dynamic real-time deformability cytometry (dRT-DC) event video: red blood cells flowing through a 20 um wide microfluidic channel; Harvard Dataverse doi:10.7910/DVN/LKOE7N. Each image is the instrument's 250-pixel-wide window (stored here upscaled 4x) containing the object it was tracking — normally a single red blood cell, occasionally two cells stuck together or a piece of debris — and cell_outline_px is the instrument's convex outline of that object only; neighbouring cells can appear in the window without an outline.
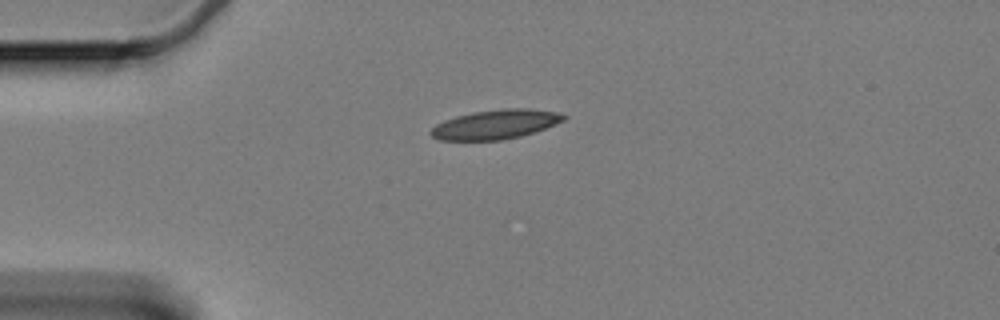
{"species": "Egyptian fruit bat (a non-hibernating species)", "species_latin": "Rousettus aegyptiacus", "temperature_condition": "cold", "stored_images_in_passage": 29, "camera_frame_rate_fps": 3000, "um_per_image_px": 0.085, "animal": {"sex": "female"}, "frame": {"image": 1, "passage_image": 1, "time_ms": 0.0, "image_size_px": [1000, 320], "cell_outline_px": [[568, 116], [564, 120], [556, 124], [536, 132], [520, 136], [500, 140], [440, 140], [432, 136], [428, 132], [436, 124], [444, 120], [456, 116], [472, 112], [504, 108], [528, 108], [556, 112]], "centroid_in_image_um": [42.12, 10.57], "position_along_channel_um": 42.9, "area_um2": 22.77}}
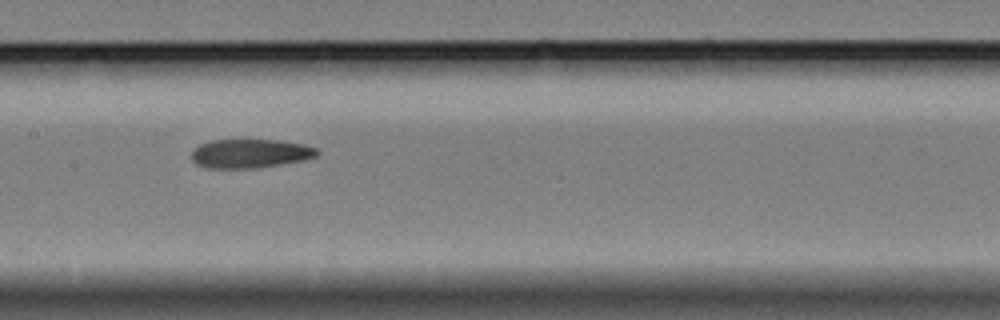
{"frame": {"image": 2, "passage_image": 16, "time_ms": 5.0, "image_size_px": [1000, 320], "cell_outline_px": [[320, 152], [316, 156], [304, 160], [260, 168], [204, 168], [196, 164], [192, 160], [192, 148], [200, 144], [212, 140], [280, 140], [304, 144], [316, 148]], "centroid_in_image_um": [21.25, 13.05], "position_along_channel_um": 186.1, "area_um2": 21.39}}
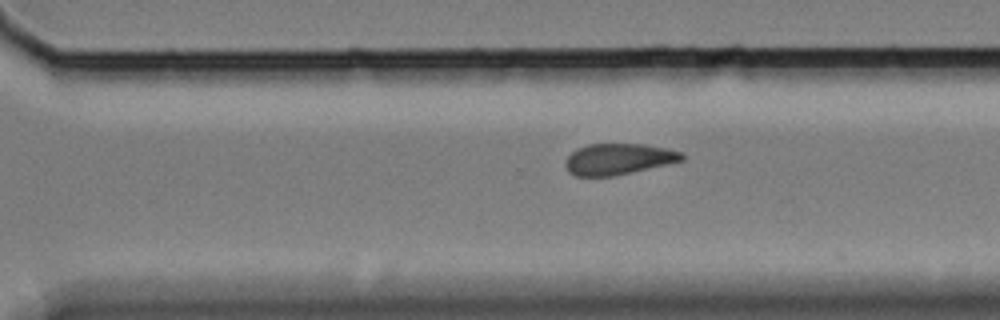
{"frame": {"image": 3, "passage_image": 28, "time_ms": 9.0, "image_size_px": [1000, 320], "cell_outline_px": [[684, 160], [632, 172], [612, 176], [576, 176], [568, 172], [564, 164], [564, 160], [576, 148], [588, 144], [644, 144], [668, 148], [680, 152], [684, 156]], "centroid_in_image_um": [52.53, 13.51], "position_along_channel_um": 318.1, "area_um2": 21.15}}